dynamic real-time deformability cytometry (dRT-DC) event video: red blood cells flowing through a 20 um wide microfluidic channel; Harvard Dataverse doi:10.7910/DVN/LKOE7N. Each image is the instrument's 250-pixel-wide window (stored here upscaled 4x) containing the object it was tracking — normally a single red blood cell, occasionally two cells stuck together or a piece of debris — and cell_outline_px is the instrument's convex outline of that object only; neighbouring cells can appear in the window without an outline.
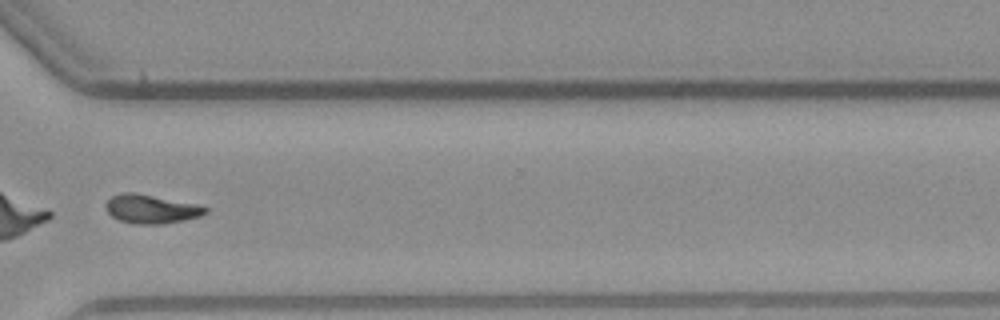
{"species": "common noctule bat (a hibernating species)", "species_latin": "Nyctalus noctula", "temperature_condition": "warm", "stored_images_in_passage": 53, "camera_frame_rate_fps": 3000, "um_per_image_px": 0.085, "animal": {"sex": "male", "body_mass_g": 23.1, "forearm_length_mm": 52.7}, "frame": {"image": 1, "passage_image": 40, "time_ms": 13.0, "image_size_px": [1000, 320], "cell_outline_px": [[208, 212], [200, 216], [184, 220], [164, 224], [136, 224], [120, 220], [112, 216], [104, 208], [104, 204], [112, 196], [124, 192], [132, 192], [196, 204], [208, 208]], "centroid_in_image_um": [12.83, 17.77], "position_along_channel_um": 357.8, "area_um2": 16.59}}